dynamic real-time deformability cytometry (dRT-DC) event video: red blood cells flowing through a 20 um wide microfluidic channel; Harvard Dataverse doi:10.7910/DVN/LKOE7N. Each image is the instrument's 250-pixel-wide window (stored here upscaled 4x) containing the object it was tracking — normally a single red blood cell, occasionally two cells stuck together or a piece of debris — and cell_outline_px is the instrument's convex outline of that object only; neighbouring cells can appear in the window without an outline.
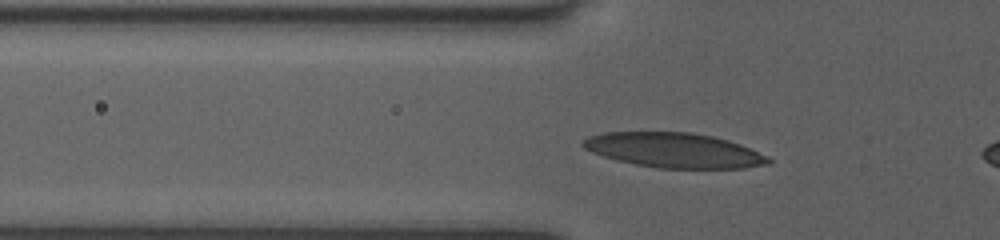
{"species": "human", "species_latin": "Homo sapiens", "temperature_condition": "room temperature", "stored_images_in_passage": 37, "camera_frame_rate_fps": 3000, "um_per_image_px": 0.085, "donor": {"sex": "female"}, "frame": {"image": 1, "passage_image": 8, "time_ms": 2.333, "image_size_px": [1000, 240], "cell_outline_px": [[772, 164], [744, 168], [656, 168], [616, 160], [592, 152], [584, 148], [580, 144], [588, 136], [604, 132], [692, 132], [712, 136], [728, 140], [740, 144], [768, 156], [772, 160]], "centroid_in_image_um": [57.31, 12.77], "position_along_channel_um": 68.5, "area_um2": 37.69}}
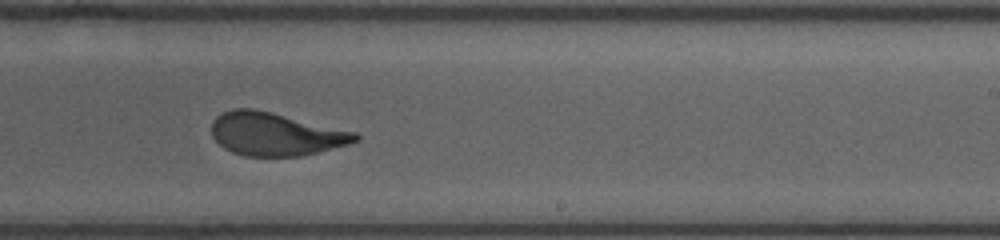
{"frame": {"image": 2, "passage_image": 23, "time_ms": 7.333, "image_size_px": [1000, 240], "cell_outline_px": [[360, 140], [348, 144], [300, 156], [244, 156], [232, 152], [224, 148], [212, 136], [212, 120], [216, 116], [232, 108], [256, 108], [356, 132], [360, 136]], "centroid_in_image_um": [23.4, 11.38], "position_along_channel_um": 265.6, "area_um2": 36.13}}
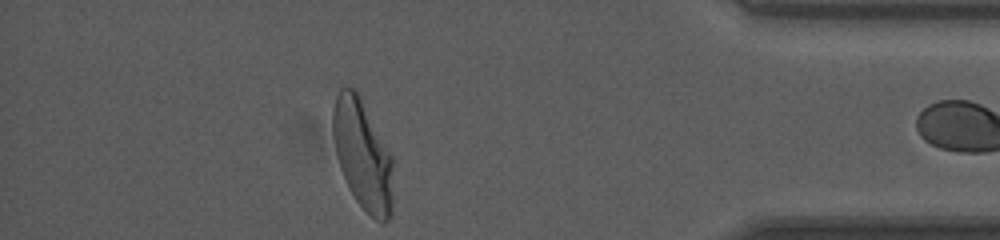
{"frame": {"image": 3, "passage_image": 36, "time_ms": 11.667, "image_size_px": [1000, 240], "cell_outline_px": [[392, 216], [384, 224], [376, 220], [356, 200], [348, 188], [340, 168], [336, 152], [332, 132], [332, 108], [336, 96], [340, 88], [356, 88], [392, 156]], "centroid_in_image_um": [30.82, 13.15], "position_along_channel_um": 404.4, "area_um2": 38.61}}